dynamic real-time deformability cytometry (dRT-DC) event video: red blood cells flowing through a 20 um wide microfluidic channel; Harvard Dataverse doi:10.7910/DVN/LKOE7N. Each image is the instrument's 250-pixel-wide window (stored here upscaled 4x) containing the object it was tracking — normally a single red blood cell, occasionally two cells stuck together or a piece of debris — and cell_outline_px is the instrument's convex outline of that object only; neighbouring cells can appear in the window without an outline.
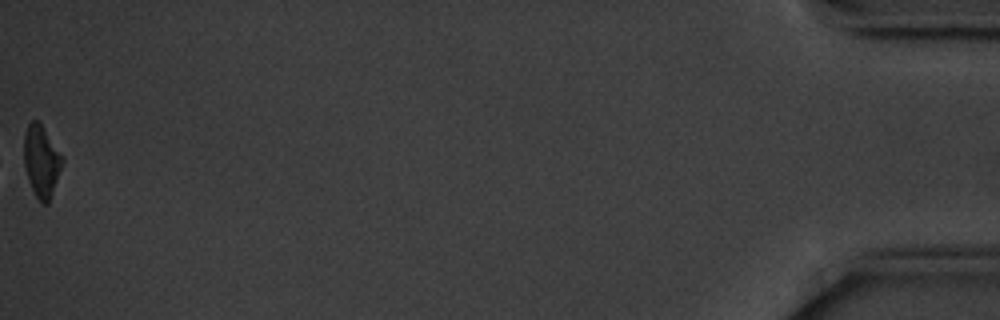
{"species": "common noctule bat (a hibernating species)", "species_latin": "Nyctalus noctula", "temperature_condition": "cold", "stored_images_in_passage": 56, "segment_of_instrument_passage": [2, 2], "camera_frame_rate_fps": 3000, "um_per_image_px": 0.085, "animal": {"sex": "male", "body_mass_g": 20.1, "forearm_length_mm": 53.5}, "frame": {"image": 1, "passage_image": 56, "time_ms": 18.333, "image_size_px": [1000, 320], "cell_outline_px": [[64, 160], [48, 204], [44, 204], [36, 196], [28, 180], [24, 164], [24, 132], [28, 124], [32, 120], [36, 120], [40, 124], [64, 156]], "centroid_in_image_um": [3.52, 13.68], "position_along_channel_um": 431.7, "area_um2": 15.84}}